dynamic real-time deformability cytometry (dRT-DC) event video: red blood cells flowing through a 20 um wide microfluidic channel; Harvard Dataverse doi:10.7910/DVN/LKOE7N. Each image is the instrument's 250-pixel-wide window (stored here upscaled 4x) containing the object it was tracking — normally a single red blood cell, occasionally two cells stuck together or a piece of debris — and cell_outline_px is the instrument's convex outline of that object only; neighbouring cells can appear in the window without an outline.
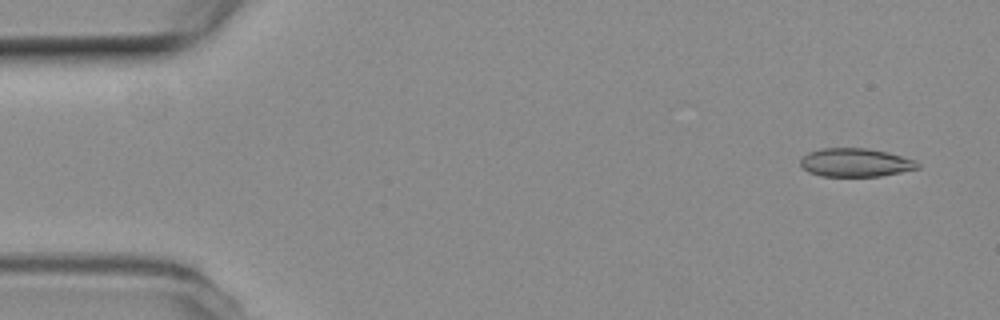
{"species": "common noctule bat (a hibernating species)", "species_latin": "Nyctalus noctula", "temperature_condition": "room temperature", "stored_images_in_passage": 54, "camera_frame_rate_fps": 3000, "um_per_image_px": 0.085, "animal": {"sex": "female", "body_mass_g": 19.3, "forearm_length_mm": 54.1}, "frame": {"image": 1, "passage_image": 3, "time_ms": 0.667, "image_size_px": [1000, 320], "cell_outline_px": [[920, 168], [880, 176], [820, 176], [808, 172], [800, 164], [800, 160], [808, 152], [820, 148], [868, 148], [888, 152], [916, 160], [920, 164]], "centroid_in_image_um": [72.72, 13.81], "position_along_channel_um": 12.3, "area_um2": 19.54}}
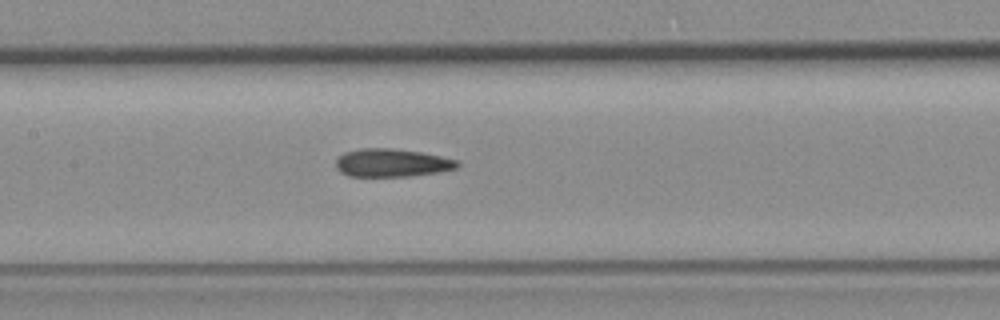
{"frame": {"image": 2, "passage_image": 25, "time_ms": 8.0, "image_size_px": [1000, 320], "cell_outline_px": [[460, 164], [456, 168], [436, 172], [408, 176], [348, 176], [340, 172], [336, 168], [336, 160], [344, 152], [360, 148], [392, 148], [420, 152], [460, 160]], "centroid_in_image_um": [33.29, 13.83], "position_along_channel_um": 174.1, "area_um2": 19.83}}
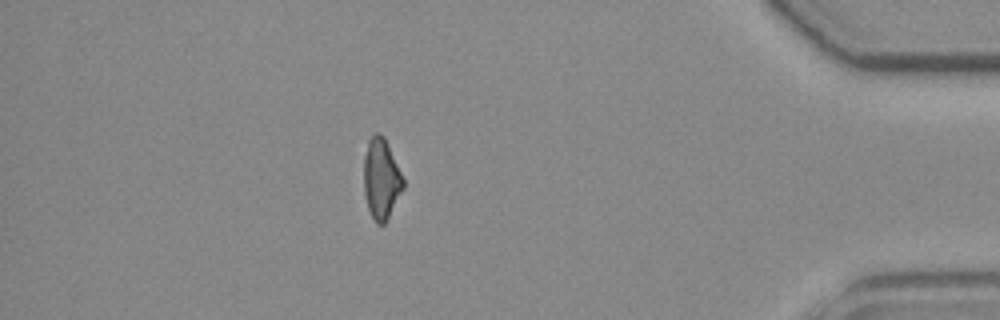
{"frame": {"image": 3, "passage_image": 47, "time_ms": 15.333, "image_size_px": [1000, 320], "cell_outline_px": [[404, 188], [384, 224], [376, 224], [368, 208], [364, 192], [364, 156], [368, 140], [376, 132], [380, 132], [384, 136], [388, 144], [404, 180]], "centroid_in_image_um": [32.4, 15.18], "position_along_channel_um": 402.8, "area_um2": 18.38}, "authors_computed_cell_mechanics": {"area_um2": 19.8254, "velocity_mm_per_s": 3.7801, "shape_relaxation_time_tau1_ms": null, "shape_relaxation_time_tau2_ms": 5.059, "deformation_change_tau1": null, "deformation_change_tau2": 0.1426}}